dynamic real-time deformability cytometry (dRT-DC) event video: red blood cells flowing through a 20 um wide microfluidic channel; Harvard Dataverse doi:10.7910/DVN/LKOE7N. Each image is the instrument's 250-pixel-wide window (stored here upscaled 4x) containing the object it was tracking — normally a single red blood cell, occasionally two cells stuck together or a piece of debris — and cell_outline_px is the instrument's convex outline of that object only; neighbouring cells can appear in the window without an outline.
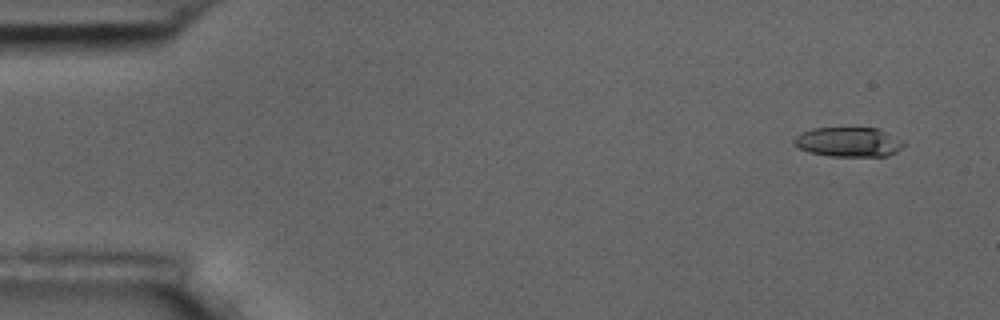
{"species": "common noctule bat (a hibernating species)", "species_latin": "Nyctalus noctula", "temperature_condition": "room temperature", "stored_images_in_passage": 7, "camera_frame_rate_fps": 3000, "um_per_image_px": 0.085, "animal": {"sex": "male", "body_mass_g": 17.5, "forearm_length_mm": 52.3}, "frame": {"image": 1, "passage_image": 1, "time_ms": 0.0, "image_size_px": [1000, 320], "cell_outline_px": [[904, 144], [896, 152], [888, 156], [828, 156], [808, 152], [792, 144], [792, 140], [800, 132], [812, 128], [880, 128]], "centroid_in_image_um": [72.04, 12.07], "position_along_channel_um": 13.0, "area_um2": 18.84}}
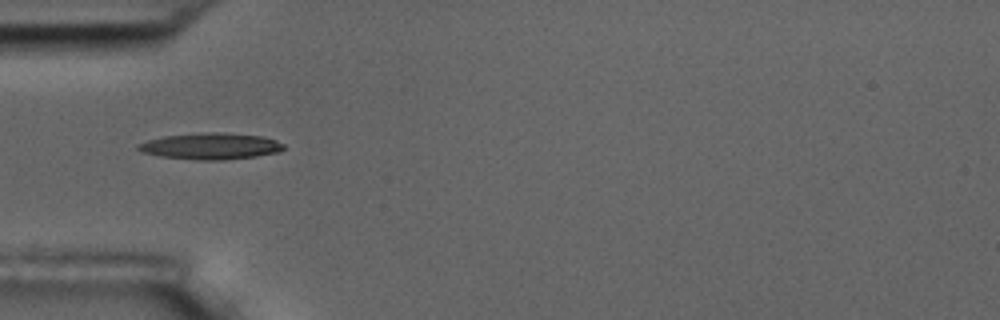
{"frame": {"image": 2, "passage_image": 5, "time_ms": 4.667, "image_size_px": [1000, 320], "cell_outline_px": [[284, 148], [280, 152], [256, 156], [220, 160], [196, 160], [160, 156], [140, 152], [136, 148], [136, 144], [148, 140], [164, 136], [208, 132], [220, 132], [260, 136], [276, 140], [284, 144]], "centroid_in_image_um": [17.88, 12.43], "position_along_channel_um": 67.1, "area_um2": 22.37}}
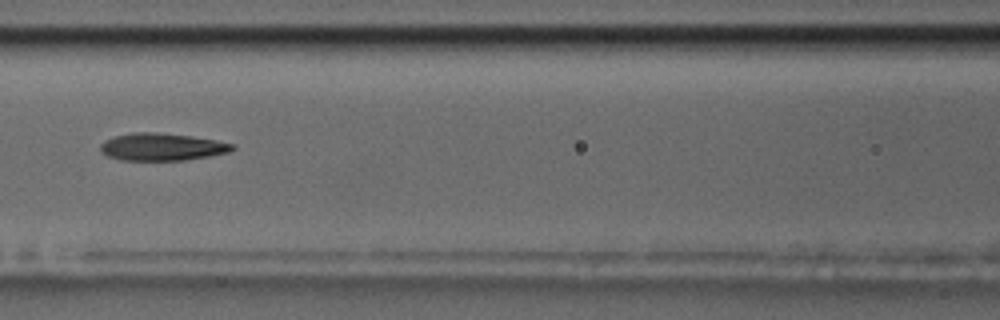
{"frame": {"image": 3, "passage_image": 7, "time_ms": 7.0, "image_size_px": [1000, 320], "cell_outline_px": [[236, 148], [228, 152], [208, 156], [184, 160], [120, 160], [108, 156], [100, 152], [100, 144], [104, 140], [116, 136], [132, 132], [156, 132], [192, 136], [216, 140], [232, 144]], "centroid_in_image_um": [13.73, 12.48], "position_along_channel_um": 152.9, "area_um2": 21.04}}